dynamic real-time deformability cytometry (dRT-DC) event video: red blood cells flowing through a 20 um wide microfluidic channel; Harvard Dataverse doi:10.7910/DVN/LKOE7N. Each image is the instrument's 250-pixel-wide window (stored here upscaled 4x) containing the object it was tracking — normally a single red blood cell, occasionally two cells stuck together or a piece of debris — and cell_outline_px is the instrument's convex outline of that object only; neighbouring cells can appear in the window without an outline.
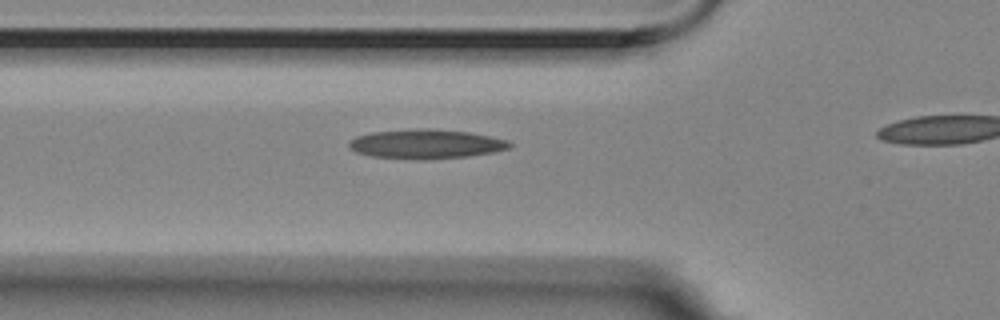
{"species": "Egyptian fruit bat (a non-hibernating species)", "species_latin": "Rousettus aegyptiacus", "temperature_condition": "room temperature", "stored_images_in_passage": 3, "camera_frame_rate_fps": 3000, "um_per_image_px": 0.085, "animal": {"sex": "female"}, "frame": {"image": 1, "passage_image": 3, "time_ms": 0.667, "image_size_px": [1000, 320], "cell_outline_px": [[512, 148], [496, 152], [468, 156], [432, 160], [416, 160], [368, 156], [356, 152], [348, 148], [348, 140], [356, 136], [372, 132], [416, 128], [428, 128], [468, 132], [508, 140], [512, 144]], "centroid_in_image_um": [36.18, 12.25], "position_along_channel_um": 89.6, "area_um2": 28.03}}